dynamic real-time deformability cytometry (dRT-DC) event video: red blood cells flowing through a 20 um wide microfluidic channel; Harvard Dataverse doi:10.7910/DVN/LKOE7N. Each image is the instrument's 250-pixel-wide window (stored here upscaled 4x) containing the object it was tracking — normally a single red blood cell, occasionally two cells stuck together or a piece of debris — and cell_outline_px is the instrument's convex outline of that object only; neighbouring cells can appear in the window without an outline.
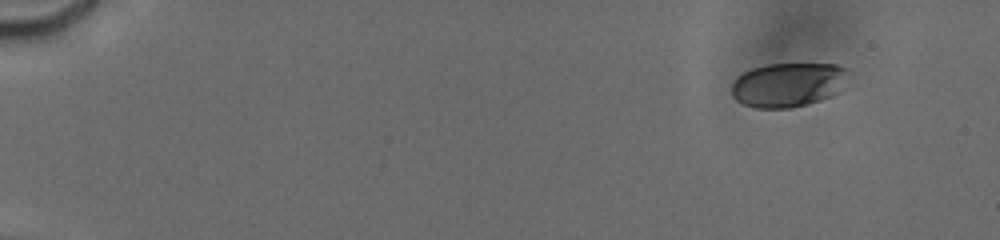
{"species": "human", "species_latin": "Homo sapiens", "temperature_condition": "cold", "stored_images_in_passage": 46, "camera_frame_rate_fps": 3000, "um_per_image_px": 0.085, "donor": {"sex": "male"}, "frame": {"image": 1, "passage_image": 15, "time_ms": 2.0, "image_size_px": [1000, 240], "cell_outline_px": [[848, 68], [828, 96], [792, 108], [756, 108], [744, 104], [736, 100], [732, 96], [732, 84], [744, 72], [752, 68], [768, 64], [836, 64]], "centroid_in_image_um": [66.83, 7.19], "position_along_channel_um": 18.2, "area_um2": 28.78}}